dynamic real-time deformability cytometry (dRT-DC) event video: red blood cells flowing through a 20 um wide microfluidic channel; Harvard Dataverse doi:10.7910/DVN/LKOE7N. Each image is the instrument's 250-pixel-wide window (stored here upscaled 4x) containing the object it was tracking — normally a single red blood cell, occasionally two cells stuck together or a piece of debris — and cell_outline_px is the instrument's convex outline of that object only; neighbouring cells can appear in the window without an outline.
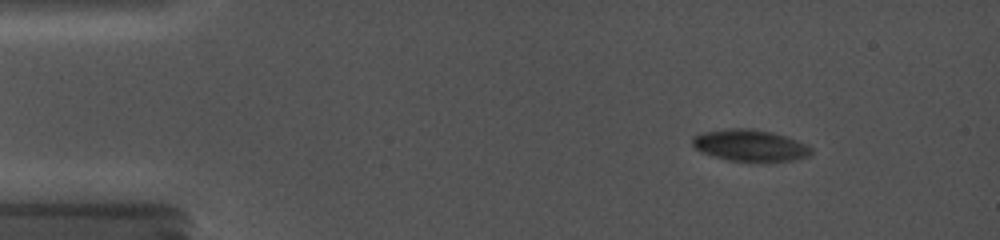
{"species": "common noctule bat (a hibernating species)", "species_latin": "Nyctalus noctula", "temperature_condition": "cold", "stored_images_in_passage": 27, "camera_frame_rate_fps": 5000, "um_per_image_px": 0.085, "animal": {"sex": "female", "body_mass_g": 19.0, "forearm_length_mm": 56.7}, "frame": {"image": 1, "passage_image": 7, "time_ms": 2.0, "image_size_px": [1000, 240], "cell_outline_px": [[812, 152], [808, 156], [792, 160], [728, 160], [712, 156], [696, 148], [692, 144], [692, 136], [704, 132], [728, 128], [752, 128], [772, 132], [808, 144], [812, 148]], "centroid_in_image_um": [63.74, 12.33], "position_along_channel_um": 21.3, "area_um2": 21.5}}
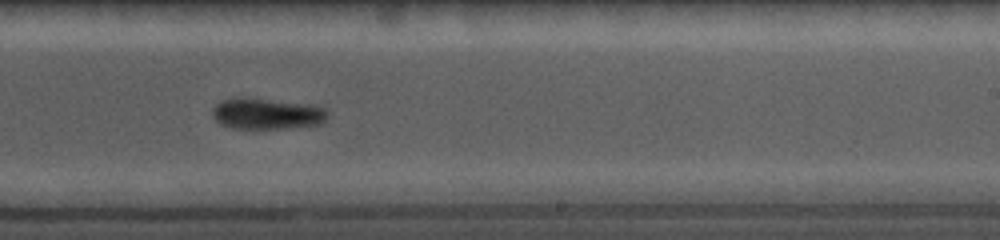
{"frame": {"image": 2, "passage_image": 20, "time_ms": 10.8, "image_size_px": [1000, 240], "cell_outline_px": [[328, 116], [320, 124], [280, 128], [232, 128], [220, 124], [212, 116], [212, 108], [220, 100], [264, 100], [308, 104], [324, 108], [328, 112]], "centroid_in_image_um": [22.68, 9.7], "position_along_channel_um": 266.3, "area_um2": 19.94}}
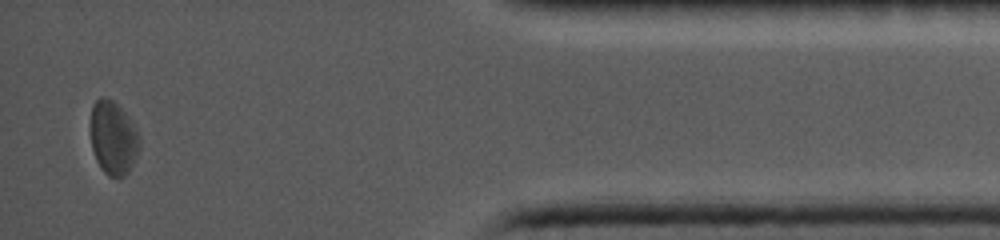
{"frame": {"image": 3, "passage_image": 27, "time_ms": 16.0, "image_size_px": [1000, 240], "cell_outline_px": [[140, 148], [128, 172], [124, 176], [108, 176], [100, 168], [96, 160], [92, 148], [92, 104], [100, 96], [104, 96], [112, 100], [128, 116], [140, 136]], "centroid_in_image_um": [9.63, 11.72], "position_along_channel_um": 425.6, "area_um2": 20.75}}